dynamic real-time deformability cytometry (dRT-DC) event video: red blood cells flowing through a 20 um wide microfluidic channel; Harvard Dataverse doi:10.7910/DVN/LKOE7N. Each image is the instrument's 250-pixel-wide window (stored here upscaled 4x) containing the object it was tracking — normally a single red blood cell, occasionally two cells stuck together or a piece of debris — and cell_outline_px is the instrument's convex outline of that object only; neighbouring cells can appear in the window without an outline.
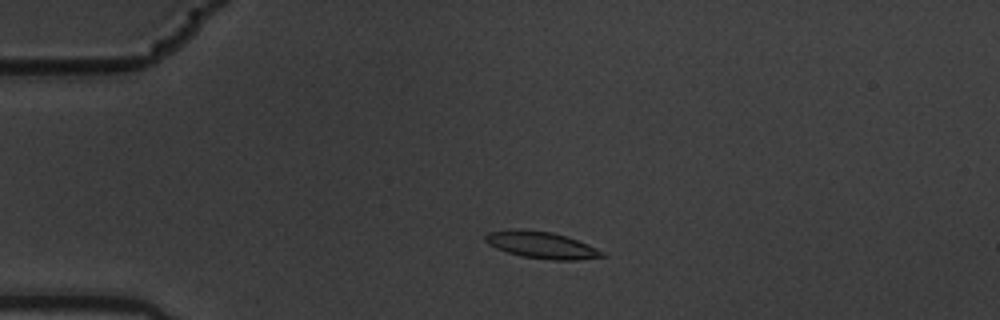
{"species": "common noctule bat (a hibernating species)", "species_latin": "Nyctalus noctula", "temperature_condition": "warm", "stored_images_in_passage": 3, "camera_frame_rate_fps": 3000, "um_per_image_px": 0.085, "animal": {"sex": "male", "body_mass_g": 19.5, "forearm_length_mm": 54.6}, "frame": {"image": 1, "passage_image": 2, "time_ms": 0.333, "image_size_px": [1000, 320], "cell_outline_px": [[608, 256], [576, 260], [552, 260], [524, 256], [508, 252], [496, 248], [488, 244], [484, 240], [484, 236], [488, 232], [516, 228], [552, 232], [588, 244], [604, 252]], "centroid_in_image_um": [46.02, 20.82], "position_along_channel_um": 39.0, "area_um2": 18.15}}